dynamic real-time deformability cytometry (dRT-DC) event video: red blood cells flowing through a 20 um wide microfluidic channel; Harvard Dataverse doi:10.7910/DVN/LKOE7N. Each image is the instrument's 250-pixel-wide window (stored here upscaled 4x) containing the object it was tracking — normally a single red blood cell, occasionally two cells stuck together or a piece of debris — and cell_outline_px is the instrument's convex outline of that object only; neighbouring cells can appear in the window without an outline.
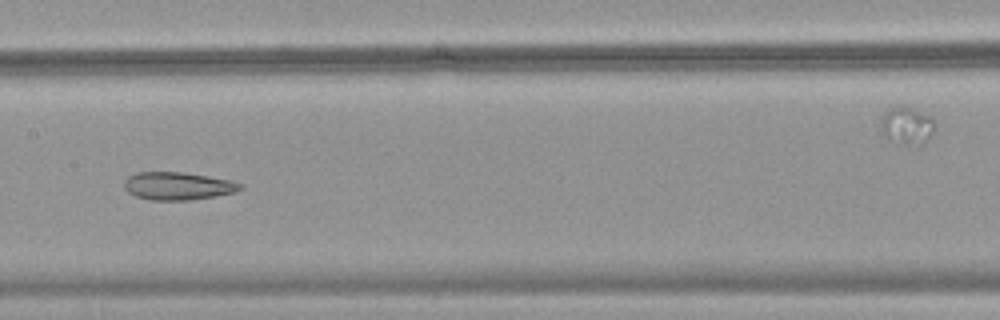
{"species": "common noctule bat (a hibernating species)", "species_latin": "Nyctalus noctula", "temperature_condition": "warm", "stored_images_in_passage": 36, "camera_frame_rate_fps": 3000, "um_per_image_px": 0.085, "animal": {"sex": "female", "body_mass_g": 18.4}, "frame": {"image": 1, "passage_image": 11, "time_ms": 3.333, "image_size_px": [1000, 320], "cell_outline_px": [[244, 188], [236, 192], [216, 196], [188, 200], [152, 200], [136, 196], [128, 192], [124, 188], [124, 180], [128, 176], [136, 172], [184, 172], [232, 180], [244, 184]], "centroid_in_image_um": [15.15, 15.8], "position_along_channel_um": 192.2, "area_um2": 19.02}}
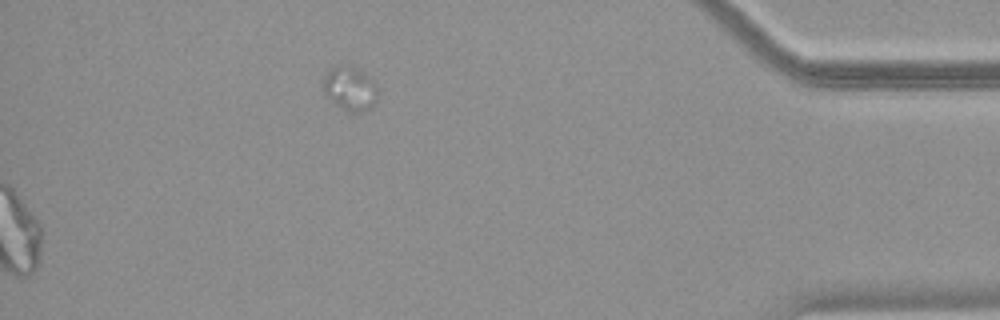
{"frame": {"image": 2, "passage_image": 36, "time_ms": 11.667, "image_size_px": [1000, 320], "cell_outline_px": [[380, 92], [372, 108], [352, 116], [340, 108], [324, 96], [324, 76], [332, 68], [352, 68], [368, 76], [376, 84]], "centroid_in_image_um": [29.79, 7.66], "position_along_channel_um": 405.4, "area_um2": 13.99}}